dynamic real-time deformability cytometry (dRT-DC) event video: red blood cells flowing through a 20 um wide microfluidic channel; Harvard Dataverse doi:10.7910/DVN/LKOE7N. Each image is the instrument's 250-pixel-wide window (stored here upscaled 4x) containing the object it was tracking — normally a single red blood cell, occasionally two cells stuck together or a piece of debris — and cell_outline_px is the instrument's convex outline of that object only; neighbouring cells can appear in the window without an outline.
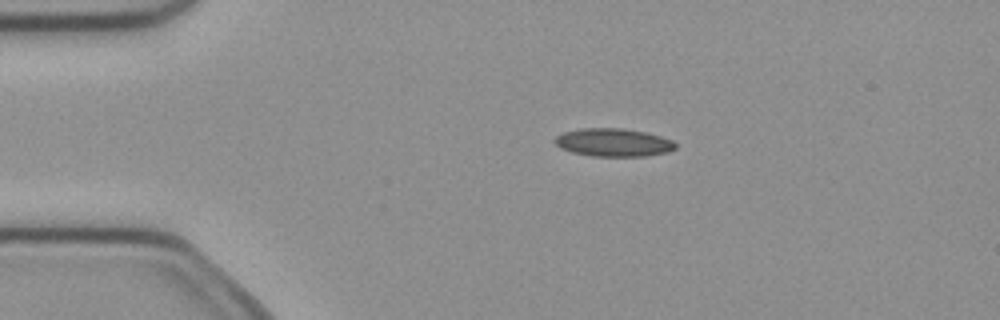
{"species": "common noctule bat (a hibernating species)", "species_latin": "Nyctalus noctula", "temperature_condition": "cold", "stored_images_in_passage": 3, "camera_frame_rate_fps": 3000, "um_per_image_px": 0.085, "animal": {"sex": "female", "body_mass_g": 21.9}, "frame": {"image": 1, "passage_image": 2, "time_ms": 0.333, "image_size_px": [1000, 320], "cell_outline_px": [[676, 148], [668, 152], [644, 156], [592, 156], [572, 152], [560, 148], [552, 140], [556, 136], [564, 132], [580, 128], [624, 128], [644, 132], [660, 136], [672, 140], [676, 144]], "centroid_in_image_um": [52.12, 12.11], "position_along_channel_um": 32.9, "area_um2": 19.77}}